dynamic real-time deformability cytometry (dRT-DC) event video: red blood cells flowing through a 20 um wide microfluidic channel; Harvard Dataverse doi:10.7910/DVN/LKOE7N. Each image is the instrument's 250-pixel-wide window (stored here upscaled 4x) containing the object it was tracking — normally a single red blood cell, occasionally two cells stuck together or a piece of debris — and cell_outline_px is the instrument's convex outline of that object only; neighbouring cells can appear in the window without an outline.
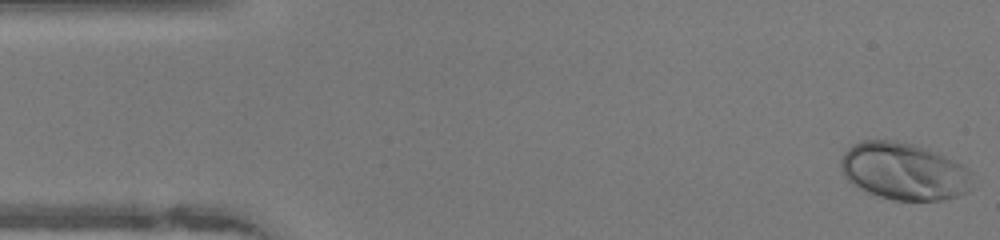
{"species": "human", "species_latin": "Homo sapiens", "temperature_condition": "warm", "stored_images_in_passage": 13, "camera_frame_rate_fps": 3000, "um_per_image_px": 0.085, "donor": {"sex": "female"}, "frame": {"image": 1, "passage_image": 1, "time_ms": 0.0, "image_size_px": [1000, 240], "cell_outline_px": [[972, 172], [968, 192], [956, 196], [940, 200], [892, 200], [868, 192], [852, 184], [844, 176], [840, 168], [840, 160], [844, 152], [852, 144], [860, 140], [892, 140], [912, 144], [928, 148], [960, 164]], "centroid_in_image_um": [76.79, 14.55], "position_along_channel_um": 8.2, "area_um2": 43.75}}
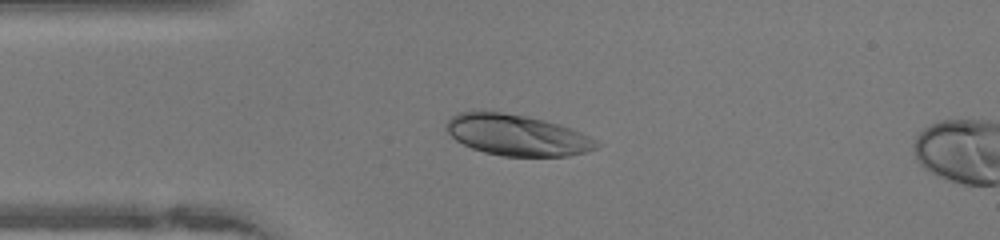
{"frame": {"image": 2, "passage_image": 11, "time_ms": 3.333, "image_size_px": [1000, 240], "cell_outline_px": [[604, 144], [588, 152], [568, 156], [504, 156], [484, 152], [472, 148], [456, 140], [444, 128], [444, 124], [456, 112], [472, 108], [476, 108], [524, 116], [544, 120], [560, 124], [572, 128]], "centroid_in_image_um": [43.9, 11.45], "position_along_channel_um": 41.1, "area_um2": 36.59}}